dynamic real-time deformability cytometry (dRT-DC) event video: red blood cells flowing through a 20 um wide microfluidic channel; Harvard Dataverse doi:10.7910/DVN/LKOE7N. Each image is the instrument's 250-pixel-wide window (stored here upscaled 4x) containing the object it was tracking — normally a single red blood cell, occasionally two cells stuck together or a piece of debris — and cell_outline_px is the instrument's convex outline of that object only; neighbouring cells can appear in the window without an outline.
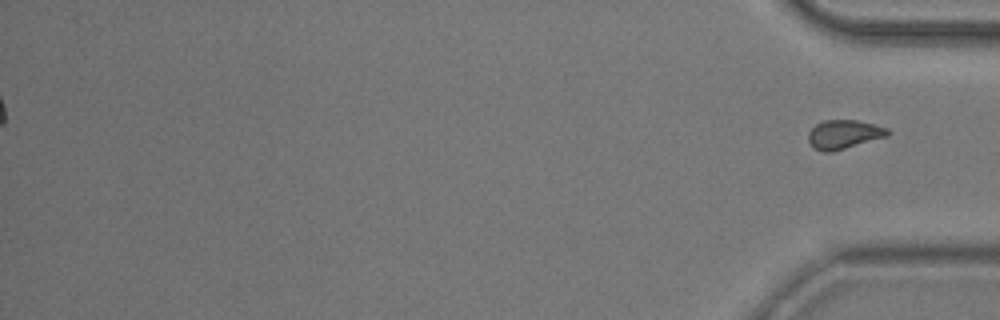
{"species": "common noctule bat (a hibernating species)", "species_latin": "Nyctalus noctula", "temperature_condition": "room temperature", "stored_images_in_passage": 42, "segment_of_instrument_passage": [2, 2], "camera_frame_rate_fps": 3000, "um_per_image_px": 0.085, "animal": {"sex": "male", "body_mass_g": 20.5, "forearm_length_mm": 52.5}, "frame": {"image": 1, "passage_image": 42, "time_ms": 13.667, "image_size_px": [1000, 320], "cell_outline_px": [[888, 136], [832, 152], [820, 152], [812, 148], [808, 140], [808, 132], [816, 124], [824, 120], [856, 120], [888, 128]], "centroid_in_image_um": [71.68, 11.44], "position_along_channel_um": 363.5, "area_um2": 13.41}}